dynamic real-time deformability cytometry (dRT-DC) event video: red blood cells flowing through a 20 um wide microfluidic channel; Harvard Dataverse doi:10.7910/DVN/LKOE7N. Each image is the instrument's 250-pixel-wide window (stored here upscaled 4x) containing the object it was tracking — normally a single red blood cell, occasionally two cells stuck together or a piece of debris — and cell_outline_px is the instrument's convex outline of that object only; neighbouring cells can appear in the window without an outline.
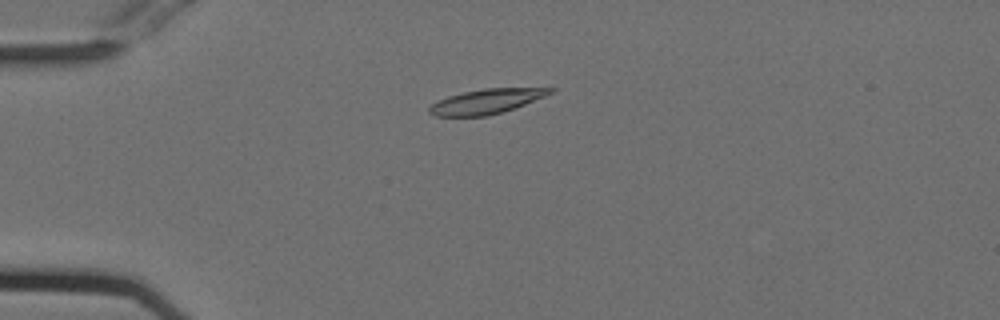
{"species": "Egyptian fruit bat (a non-hibernating species)", "species_latin": "Rousettus aegyptiacus", "temperature_condition": "cold", "stored_images_in_passage": 53, "camera_frame_rate_fps": 3000, "um_per_image_px": 0.085, "animal": {"sex": "female"}, "frame": {"image": 1, "passage_image": 13, "time_ms": 4.0, "image_size_px": [1000, 320], "cell_outline_px": [[556, 88], [552, 92], [544, 96], [524, 104], [488, 116], [436, 116], [428, 112], [428, 108], [432, 104], [448, 96], [464, 92], [484, 88]], "centroid_in_image_um": [41.3, 8.62], "position_along_channel_um": 43.7, "area_um2": 16.99}}
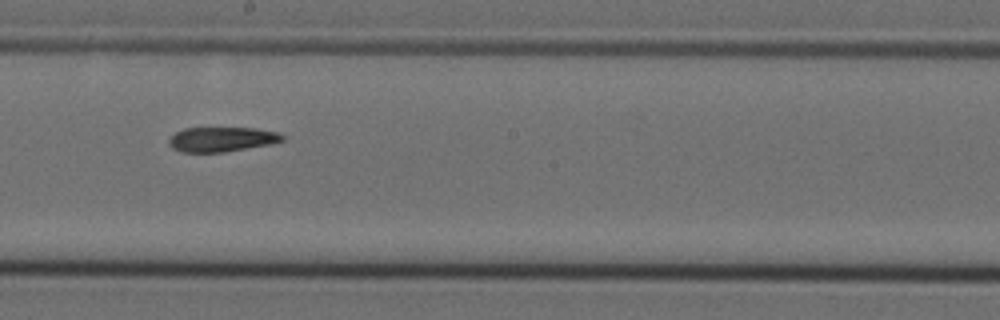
{"frame": {"image": 2, "passage_image": 30, "time_ms": 9.667, "image_size_px": [1000, 320], "cell_outline_px": [[284, 140], [272, 144], [224, 152], [184, 152], [172, 148], [168, 144], [168, 140], [176, 132], [184, 128], [256, 128], [280, 132], [284, 136]], "centroid_in_image_um": [18.88, 11.84], "position_along_channel_um": 229.3, "area_um2": 16.42}}
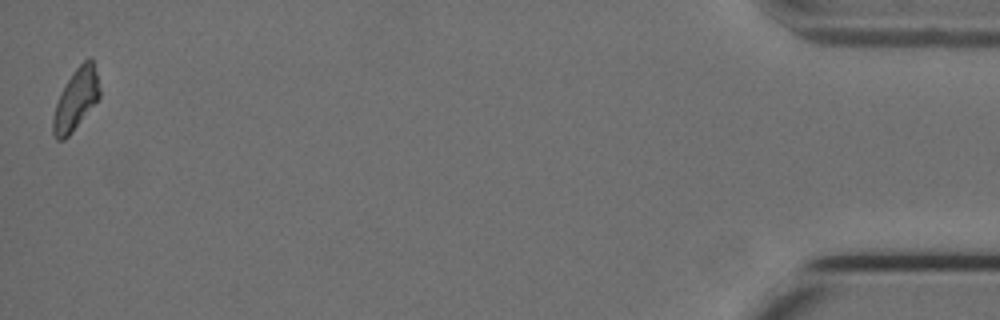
{"frame": {"image": 3, "passage_image": 53, "time_ms": 17.333, "image_size_px": [1000, 320], "cell_outline_px": [[100, 96], [72, 132], [64, 140], [56, 140], [52, 132], [52, 116], [60, 92], [72, 72], [88, 56], [92, 56], [100, 88]], "centroid_in_image_um": [6.43, 8.43], "position_along_channel_um": 428.8, "area_um2": 16.65}, "authors_computed_cell_mechanics": {"area_um2": 17.4556, "velocity_mm_per_s": 3.7541, "shape_relaxation_time_tau1_ms": null, "shape_relaxation_time_tau2_ms": 6.5212, "deformation_change_tau1": null, "deformation_change_tau2": 0.0931}}